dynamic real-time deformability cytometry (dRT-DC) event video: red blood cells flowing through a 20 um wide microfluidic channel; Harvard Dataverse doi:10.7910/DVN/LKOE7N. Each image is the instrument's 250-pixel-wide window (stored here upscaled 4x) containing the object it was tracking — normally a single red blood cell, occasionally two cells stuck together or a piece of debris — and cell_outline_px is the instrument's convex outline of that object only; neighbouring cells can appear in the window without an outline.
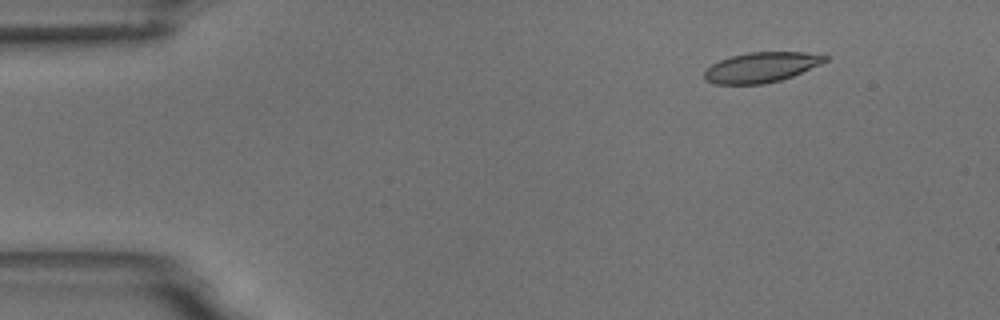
{"species": "common noctule bat (a hibernating species)", "species_latin": "Nyctalus noctula", "temperature_condition": "room temperature", "stored_images_in_passage": 7, "camera_frame_rate_fps": 3000, "um_per_image_px": 0.085, "animal": {"sex": "male", "body_mass_g": 18.8}, "frame": {"image": 1, "passage_image": 2, "time_ms": 1.0, "image_size_px": [1000, 320], "cell_outline_px": [[828, 60], [820, 64], [792, 76], [780, 80], [764, 84], [716, 84], [704, 80], [704, 72], [712, 64], [720, 60], [732, 56], [748, 52], [804, 52], [828, 56]], "centroid_in_image_um": [64.69, 5.72], "position_along_channel_um": 20.3, "area_um2": 21.04}}
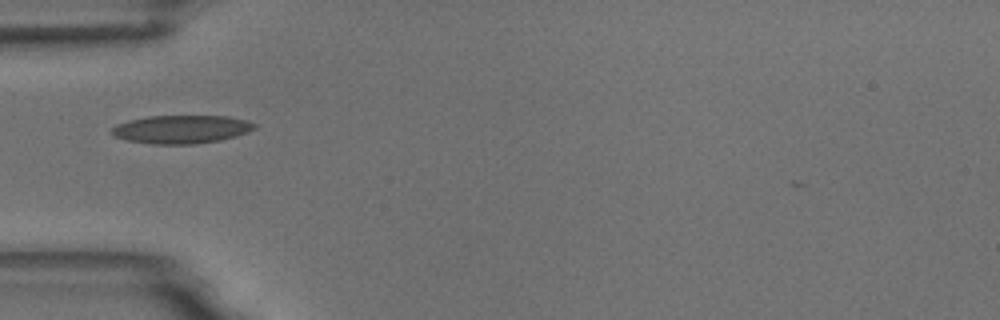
{"frame": {"image": 2, "passage_image": 5, "time_ms": 4.667, "image_size_px": [1000, 320], "cell_outline_px": [[256, 128], [248, 132], [236, 136], [220, 140], [196, 144], [152, 144], [128, 140], [116, 136], [108, 132], [116, 124], [128, 120], [148, 116], [228, 116], [248, 120], [256, 124]], "centroid_in_image_um": [15.43, 10.98], "position_along_channel_um": 69.6, "area_um2": 23.64}}